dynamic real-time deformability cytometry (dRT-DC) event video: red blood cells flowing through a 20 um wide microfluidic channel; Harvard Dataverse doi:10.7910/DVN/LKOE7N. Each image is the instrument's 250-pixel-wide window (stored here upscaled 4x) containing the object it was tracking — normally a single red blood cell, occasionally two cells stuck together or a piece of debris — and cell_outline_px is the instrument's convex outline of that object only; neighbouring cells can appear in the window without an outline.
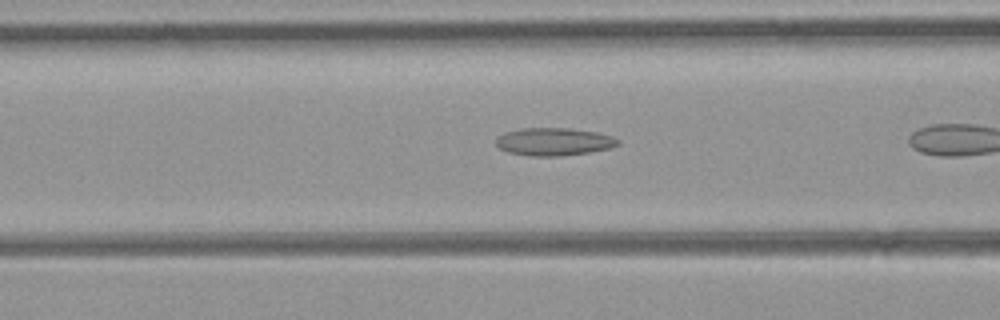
{"species": "common noctule bat (a hibernating species)", "species_latin": "Nyctalus noctula", "temperature_condition": "room temperature", "stored_images_in_passage": 21, "camera_frame_rate_fps": 3000, "um_per_image_px": 0.085, "animal": {"sex": "female", "body_mass_g": 21.9}, "frame": {"image": 1, "passage_image": 4, "time_ms": 1.0, "image_size_px": [1000, 320], "cell_outline_px": [[620, 144], [612, 148], [588, 152], [560, 156], [528, 156], [508, 152], [500, 148], [496, 144], [496, 136], [504, 132], [520, 128], [568, 128], [596, 132], [612, 136], [620, 140]], "centroid_in_image_um": [47.07, 12.04], "position_along_channel_um": 119.5, "area_um2": 19.88}}
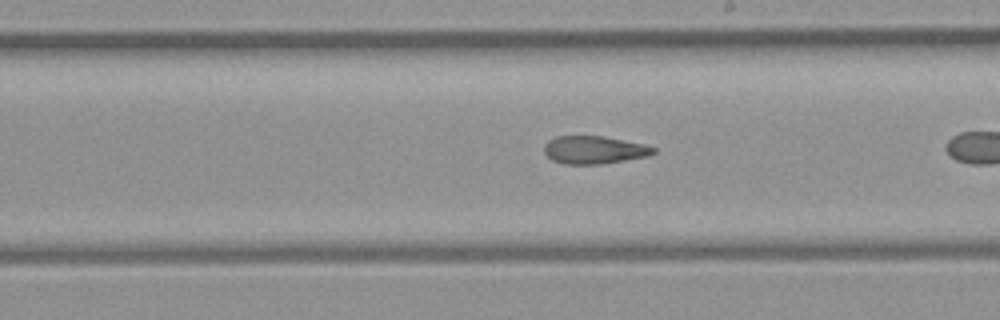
{"frame": {"image": 2, "passage_image": 12, "time_ms": 3.667, "image_size_px": [1000, 320], "cell_outline_px": [[656, 152], [648, 156], [600, 164], [564, 164], [552, 160], [544, 152], [544, 144], [548, 140], [556, 136], [604, 136], [644, 144], [656, 148]], "centroid_in_image_um": [50.49, 12.73], "position_along_channel_um": 238.5, "area_um2": 17.74}}
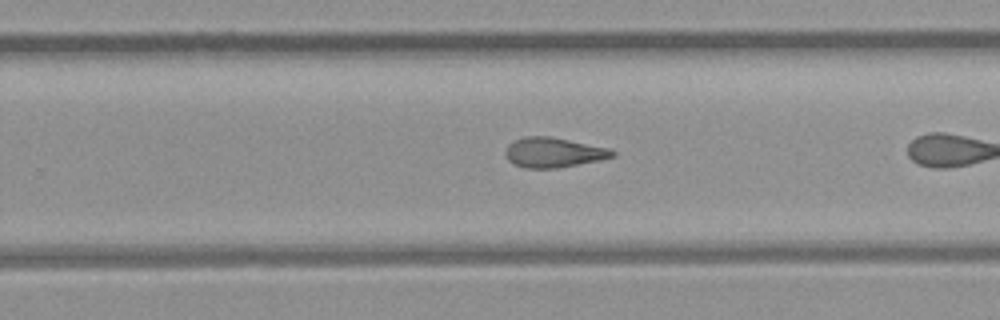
{"frame": {"image": 3, "passage_image": 15, "time_ms": 4.667, "image_size_px": [1000, 320], "cell_outline_px": [[616, 156], [600, 160], [556, 168], [524, 168], [508, 160], [504, 152], [508, 144], [524, 136], [552, 136], [612, 148], [616, 152]], "centroid_in_image_um": [47.09, 12.94], "position_along_channel_um": 282.7, "area_um2": 18.84}}